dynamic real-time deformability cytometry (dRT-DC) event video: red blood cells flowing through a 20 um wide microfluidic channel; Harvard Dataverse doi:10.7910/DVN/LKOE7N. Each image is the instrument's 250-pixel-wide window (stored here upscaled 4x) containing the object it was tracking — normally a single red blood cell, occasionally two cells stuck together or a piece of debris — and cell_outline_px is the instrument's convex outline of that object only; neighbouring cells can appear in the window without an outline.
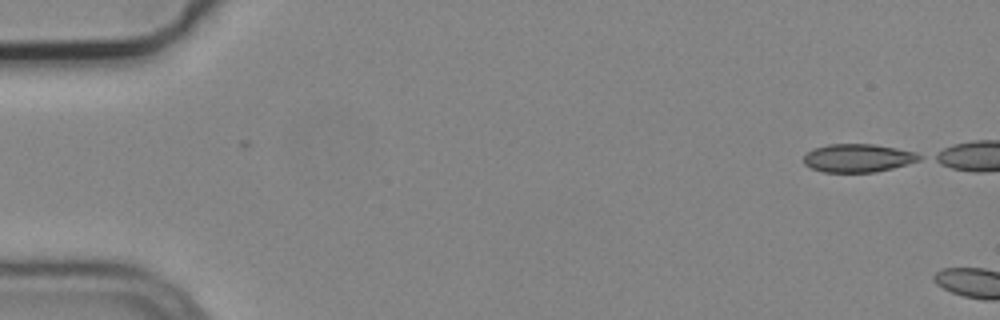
{"species": "common noctule bat (a hibernating species)", "species_latin": "Nyctalus noctula", "temperature_condition": "cold", "stored_images_in_passage": 2, "camera_frame_rate_fps": 3000, "um_per_image_px": 0.085, "animal": {"sex": "male", "body_mass_g": 19.2, "forearm_length_mm": 51.8}, "frame": {"image": 1, "passage_image": 1, "time_ms": 0.0, "image_size_px": [1000, 320], "cell_outline_px": [[924, 156], [920, 160], [908, 164], [876, 172], [824, 172], [812, 168], [804, 164], [804, 156], [812, 148], [828, 144], [876, 144], [916, 152]], "centroid_in_image_um": [72.95, 13.42], "position_along_channel_um": 12.1, "area_um2": 19.13}}